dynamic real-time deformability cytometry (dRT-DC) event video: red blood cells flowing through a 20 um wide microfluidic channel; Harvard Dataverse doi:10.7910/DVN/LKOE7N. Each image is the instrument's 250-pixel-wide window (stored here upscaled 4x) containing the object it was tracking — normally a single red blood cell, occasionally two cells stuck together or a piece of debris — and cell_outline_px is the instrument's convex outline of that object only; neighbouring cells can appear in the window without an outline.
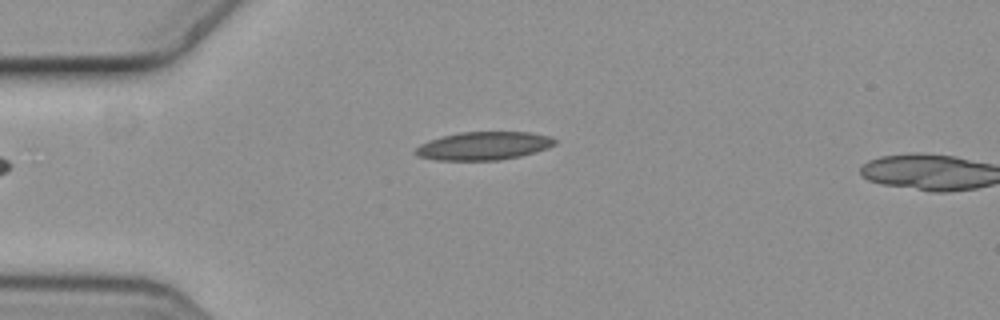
{"species": "common noctule bat (a hibernating species)", "species_latin": "Nyctalus noctula", "temperature_condition": "cold", "stored_images_in_passage": 2, "camera_frame_rate_fps": 3000, "um_per_image_px": 0.085, "animal": {"sex": "female", "body_mass_g": 19.3, "forearm_length_mm": 54.1}, "frame": {"image": 1, "passage_image": 2, "time_ms": 0.333, "image_size_px": [1000, 320], "cell_outline_px": [[556, 144], [548, 148], [536, 152], [520, 156], [500, 160], [432, 160], [416, 156], [412, 152], [420, 144], [428, 140], [440, 136], [460, 132], [532, 132], [552, 136], [556, 140]], "centroid_in_image_um": [41.09, 12.4], "position_along_channel_um": 43.9, "area_um2": 23.29}}